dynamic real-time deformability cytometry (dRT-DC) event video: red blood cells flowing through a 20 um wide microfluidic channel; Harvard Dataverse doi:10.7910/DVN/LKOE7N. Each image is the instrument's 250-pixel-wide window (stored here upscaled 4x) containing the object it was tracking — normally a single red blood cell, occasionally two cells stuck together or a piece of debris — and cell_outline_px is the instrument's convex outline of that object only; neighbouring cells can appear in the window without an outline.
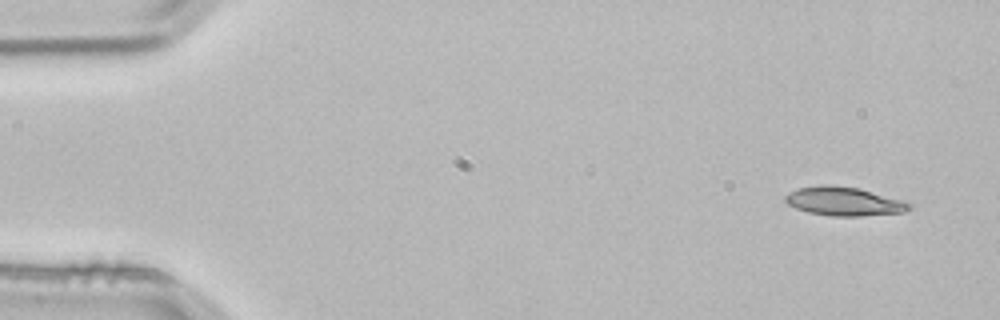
{"species": "common noctule bat (a hibernating species)", "species_latin": "Nyctalus noctula", "temperature_condition": "room temperature", "stored_images_in_passage": 3, "camera_frame_rate_fps": 3000, "um_per_image_px": 0.085, "animal": {"sex": "male", "body_mass_g": 21.5, "forearm_length_mm": 52.0}, "frame": {"image": 1, "passage_image": 1, "time_ms": 0.0, "image_size_px": [1000, 320], "cell_outline_px": [[912, 208], [904, 212], [864, 216], [832, 216], [808, 212], [796, 208], [788, 204], [784, 200], [784, 196], [788, 192], [800, 188], [820, 184], [828, 184], [860, 188], [912, 200]], "centroid_in_image_um": [71.85, 17.1], "position_along_channel_um": 13.1, "area_um2": 21.5}}
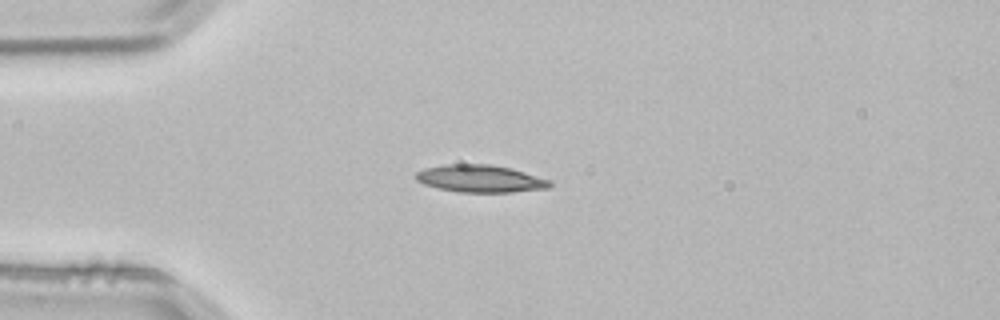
{"frame": {"image": 2, "passage_image": 3, "time_ms": 0.667, "image_size_px": [1000, 320], "cell_outline_px": [[552, 184], [548, 188], [512, 192], [460, 192], [440, 188], [424, 184], [416, 180], [412, 176], [416, 172], [424, 168], [448, 164], [488, 164], [512, 168], [552, 180]], "centroid_in_image_um": [40.83, 15.18], "position_along_channel_um": 44.2, "area_um2": 21.44}}